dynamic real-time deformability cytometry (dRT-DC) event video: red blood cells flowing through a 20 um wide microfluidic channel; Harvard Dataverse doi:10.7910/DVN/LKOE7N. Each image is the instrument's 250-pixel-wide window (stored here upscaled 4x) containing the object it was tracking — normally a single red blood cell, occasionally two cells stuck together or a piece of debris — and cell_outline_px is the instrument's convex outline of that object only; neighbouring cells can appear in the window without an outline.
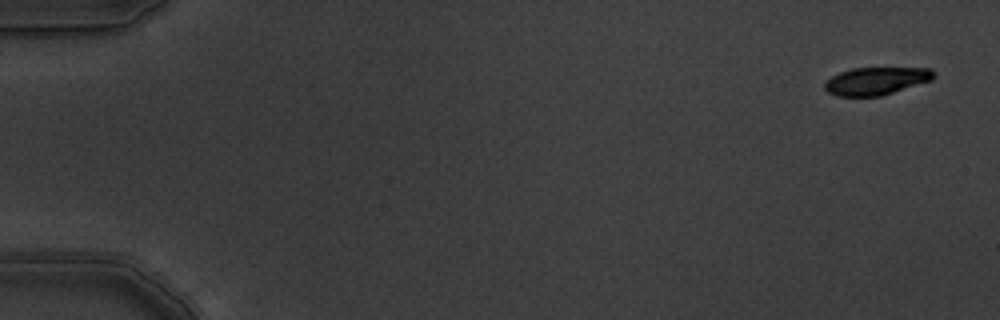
{"species": "common noctule bat (a hibernating species)", "species_latin": "Nyctalus noctula", "temperature_condition": "warm", "stored_images_in_passage": 9, "camera_frame_rate_fps": 3000, "um_per_image_px": 0.085, "animal": {"sex": "male", "body_mass_g": 19.5, "forearm_length_mm": 54.6}, "frame": {"image": 1, "passage_image": 1, "time_ms": 0.0, "image_size_px": [1000, 320], "cell_outline_px": [[932, 80], [880, 96], [840, 96], [828, 92], [824, 88], [824, 84], [832, 76], [840, 72], [852, 68], [932, 68]], "centroid_in_image_um": [74.45, 6.88], "position_along_channel_um": 10.6, "area_um2": 17.28}}
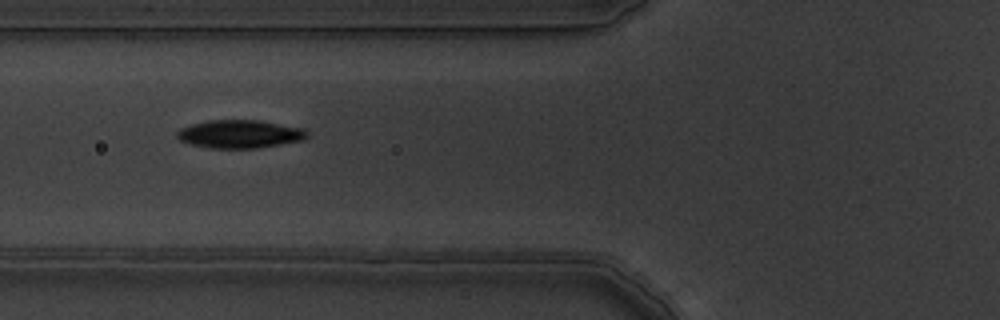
{"frame": {"image": 2, "passage_image": 7, "time_ms": 2.0, "image_size_px": [1000, 320], "cell_outline_px": [[308, 136], [304, 140], [256, 148], [208, 148], [188, 144], [180, 140], [176, 136], [176, 132], [180, 128], [192, 124], [208, 120], [260, 120], [304, 128], [308, 132]], "centroid_in_image_um": [20.37, 11.39], "position_along_channel_um": 105.4, "area_um2": 21.5}}
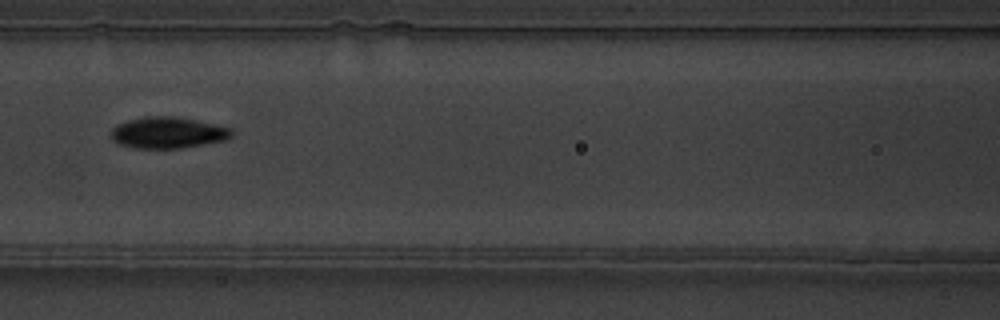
{"frame": {"image": 3, "passage_image": 8, "time_ms": 2.333, "image_size_px": [1000, 320], "cell_outline_px": [[232, 136], [228, 140], [180, 148], [136, 148], [120, 144], [112, 140], [112, 128], [116, 124], [128, 120], [152, 116], [176, 116], [196, 120], [232, 128]], "centroid_in_image_um": [14.29, 11.27], "position_along_channel_um": 152.3, "area_um2": 21.96}}